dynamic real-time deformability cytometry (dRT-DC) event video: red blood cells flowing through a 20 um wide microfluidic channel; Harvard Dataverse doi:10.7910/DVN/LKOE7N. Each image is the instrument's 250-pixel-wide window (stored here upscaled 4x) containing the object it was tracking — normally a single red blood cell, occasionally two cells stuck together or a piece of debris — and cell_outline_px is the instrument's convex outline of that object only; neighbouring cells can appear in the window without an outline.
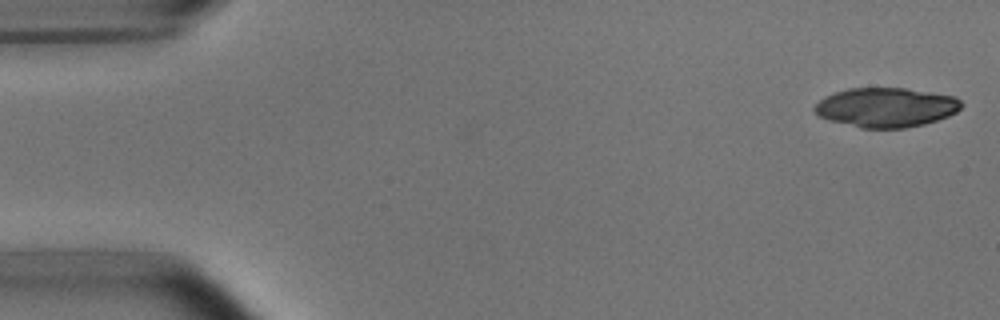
{"species": "common noctule bat (a hibernating species)", "species_latin": "Nyctalus noctula", "temperature_condition": "room temperature", "stored_images_in_passage": 51, "camera_frame_rate_fps": 3000, "um_per_image_px": 0.085, "animal": {"sex": "male", "body_mass_g": 15.6}, "frame": {"image": 1, "passage_image": 1, "time_ms": 0.0, "image_size_px": [1000, 320], "cell_outline_px": [[964, 104], [956, 112], [948, 116], [924, 124], [904, 128], [860, 128], [828, 120], [820, 116], [812, 108], [824, 96], [848, 88], [904, 88], [952, 96], [960, 100]], "centroid_in_image_um": [75.29, 9.13], "position_along_channel_um": 9.7, "area_um2": 33.58}}
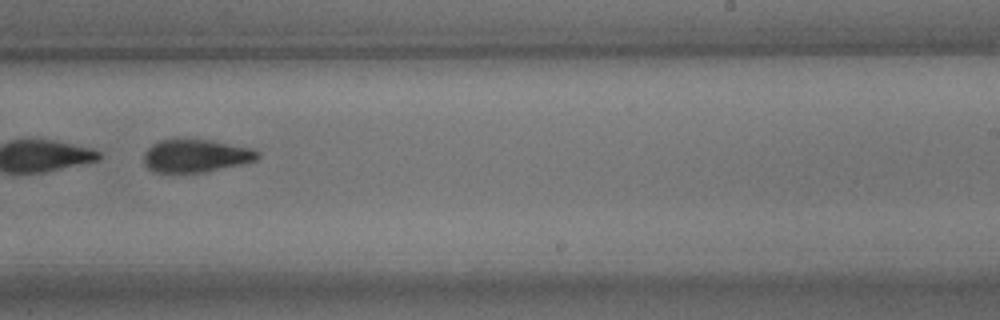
{"frame": {"image": 2, "passage_image": 32, "time_ms": 10.333, "image_size_px": [1000, 320], "cell_outline_px": [[260, 156], [256, 160], [240, 164], [204, 172], [152, 172], [144, 164], [144, 152], [152, 144], [160, 140], [208, 140], [252, 148], [260, 152]], "centroid_in_image_um": [16.63, 13.25], "position_along_channel_um": 272.4, "area_um2": 21.56}}